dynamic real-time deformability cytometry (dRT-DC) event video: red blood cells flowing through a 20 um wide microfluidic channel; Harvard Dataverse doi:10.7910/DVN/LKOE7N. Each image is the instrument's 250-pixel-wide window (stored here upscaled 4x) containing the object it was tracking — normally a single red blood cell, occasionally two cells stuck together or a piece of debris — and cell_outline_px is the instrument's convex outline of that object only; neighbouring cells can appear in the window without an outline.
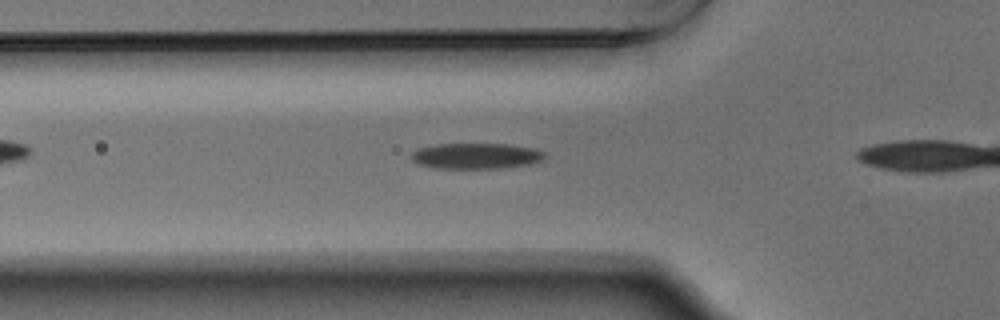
{"species": "Egyptian fruit bat (a non-hibernating species)", "species_latin": "Rousettus aegyptiacus", "temperature_condition": "warm", "stored_images_in_passage": 32, "camera_frame_rate_fps": 3000, "um_per_image_px": 0.085, "animal": {"sex": "male"}, "frame": {"image": 1, "passage_image": 7, "time_ms": 2.0, "image_size_px": [1000, 320], "cell_outline_px": [[548, 156], [540, 160], [528, 164], [500, 168], [436, 168], [420, 164], [412, 160], [412, 152], [420, 148], [436, 144], [508, 144], [536, 148], [544, 152]], "centroid_in_image_um": [40.5, 13.24], "position_along_channel_um": 85.3, "area_um2": 19.88}}
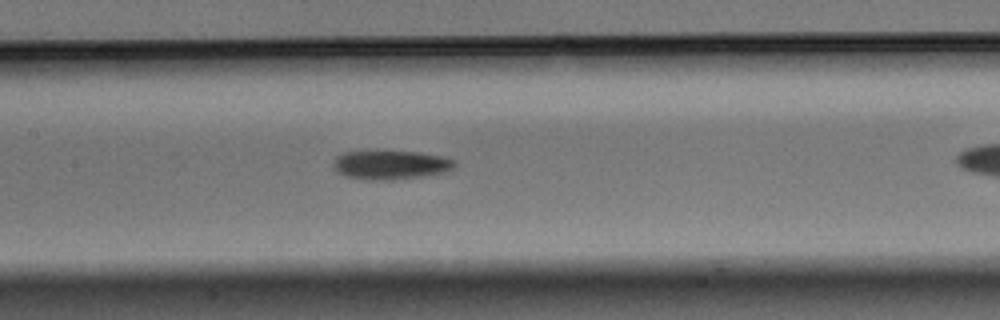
{"frame": {"image": 2, "passage_image": 14, "time_ms": 4.333, "image_size_px": [1000, 320], "cell_outline_px": [[456, 164], [452, 168], [444, 172], [420, 176], [392, 180], [364, 180], [344, 176], [336, 172], [332, 164], [336, 156], [344, 152], [364, 148], [384, 148], [420, 152], [444, 156], [456, 160]], "centroid_in_image_um": [33.12, 13.94], "position_along_channel_um": 174.3, "area_um2": 21.85}}
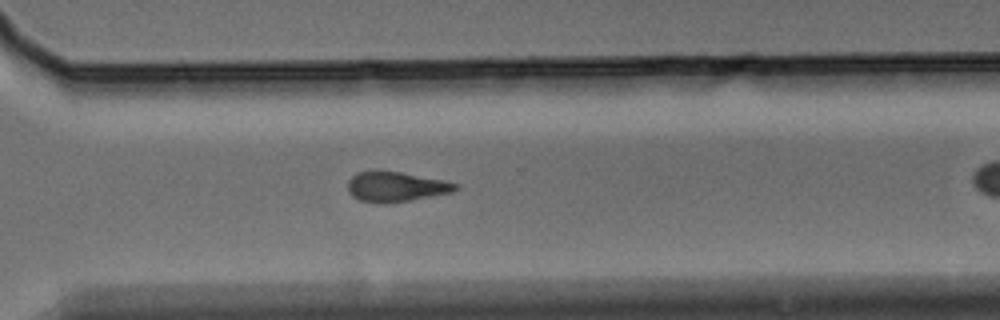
{"frame": {"image": 3, "passage_image": 27, "time_ms": 8.667, "image_size_px": [1000, 320], "cell_outline_px": [[460, 188], [452, 192], [408, 200], [380, 204], [360, 200], [352, 196], [348, 192], [348, 180], [356, 172], [376, 168], [380, 168], [444, 180], [460, 184]], "centroid_in_image_um": [33.61, 15.83], "position_along_channel_um": 337.0, "area_um2": 19.31}}